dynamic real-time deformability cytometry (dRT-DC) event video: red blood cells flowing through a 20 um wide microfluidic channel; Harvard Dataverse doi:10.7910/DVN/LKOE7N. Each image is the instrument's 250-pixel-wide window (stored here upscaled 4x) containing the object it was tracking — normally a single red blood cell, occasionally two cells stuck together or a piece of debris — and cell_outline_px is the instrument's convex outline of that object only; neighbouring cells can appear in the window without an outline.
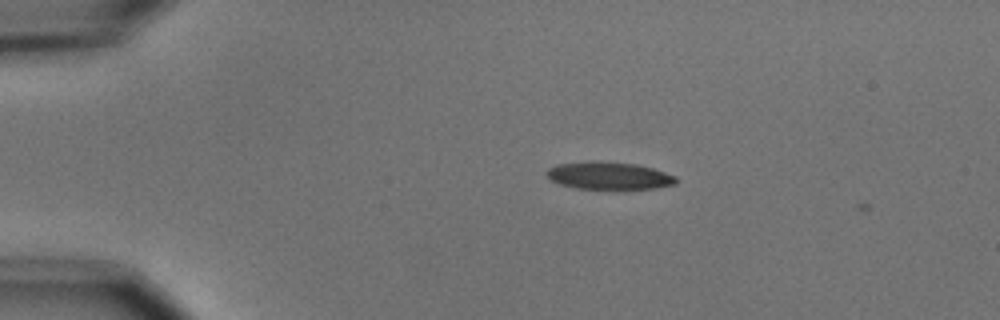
{"species": "common noctule bat (a hibernating species)", "species_latin": "Nyctalus noctula", "temperature_condition": "cold", "stored_images_in_passage": 2, "camera_frame_rate_fps": 3000, "um_per_image_px": 0.085, "animal": {"sex": "male", "body_mass_g": 15.6}, "frame": {"image": 1, "passage_image": 1, "time_ms": 0.0, "image_size_px": [1000, 320], "cell_outline_px": [[680, 180], [676, 184], [656, 188], [620, 192], [616, 192], [576, 188], [560, 184], [552, 180], [548, 176], [548, 168], [556, 164], [596, 160], [636, 164], [652, 168], [676, 176]], "centroid_in_image_um": [51.83, 14.98], "position_along_channel_um": 33.2, "area_um2": 21.79}}